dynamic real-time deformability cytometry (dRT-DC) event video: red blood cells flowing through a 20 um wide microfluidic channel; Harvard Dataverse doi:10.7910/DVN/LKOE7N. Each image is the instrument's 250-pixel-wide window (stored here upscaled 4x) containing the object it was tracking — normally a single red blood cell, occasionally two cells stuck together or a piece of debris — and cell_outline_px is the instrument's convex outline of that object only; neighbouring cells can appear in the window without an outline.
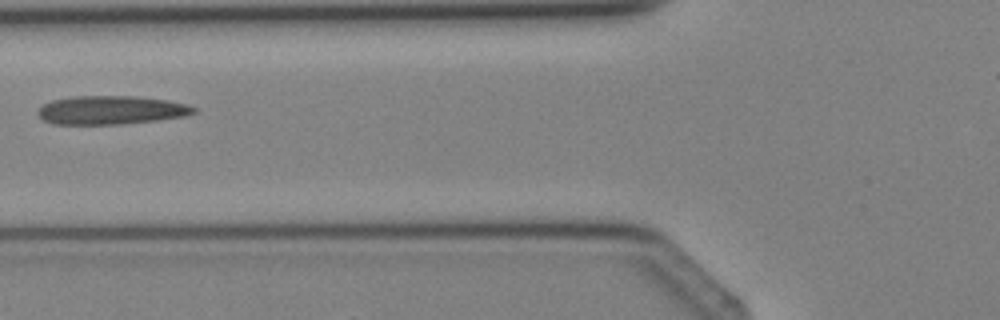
{"species": "Egyptian fruit bat (a non-hibernating species)", "species_latin": "Rousettus aegyptiacus", "temperature_condition": "cold", "stored_images_in_passage": 3, "camera_frame_rate_fps": 3000, "um_per_image_px": 0.085, "animal": {"sex": "female"}, "frame": {"image": 1, "passage_image": 3, "time_ms": 3.333, "image_size_px": [1000, 320], "cell_outline_px": [[196, 112], [184, 116], [156, 120], [124, 124], [56, 124], [44, 120], [36, 112], [44, 104], [52, 100], [72, 96], [136, 96], [168, 100], [188, 104], [196, 108]], "centroid_in_image_um": [9.46, 9.35], "position_along_channel_um": 116.3, "area_um2": 25.95}}